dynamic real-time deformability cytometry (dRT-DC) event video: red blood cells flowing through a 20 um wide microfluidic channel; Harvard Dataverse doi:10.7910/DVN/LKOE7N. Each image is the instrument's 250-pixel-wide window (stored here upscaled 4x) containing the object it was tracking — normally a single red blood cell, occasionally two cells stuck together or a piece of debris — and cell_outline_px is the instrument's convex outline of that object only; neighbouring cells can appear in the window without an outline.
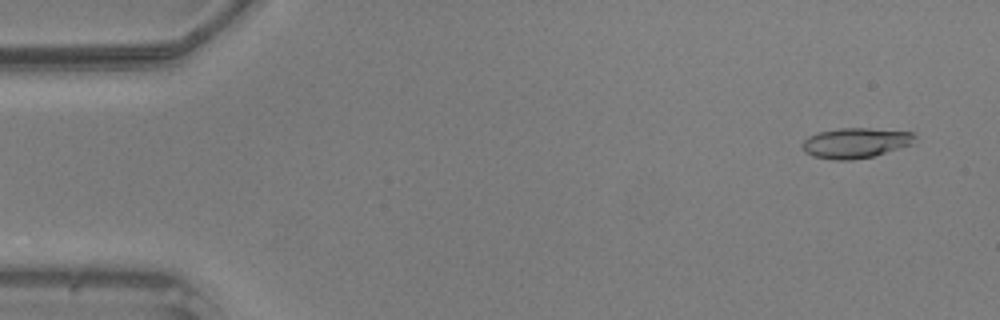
{"species": "common noctule bat (a hibernating species)", "species_latin": "Nyctalus noctula", "temperature_condition": "warm", "stored_images_in_passage": 14, "camera_frame_rate_fps": 3000, "um_per_image_px": 0.085, "animal": {"sex": "male", "body_mass_g": 20.5, "forearm_length_mm": 52.5}, "frame": {"image": 1, "passage_image": 3, "time_ms": 0.667, "image_size_px": [1000, 320], "cell_outline_px": [[916, 136], [912, 144], [872, 156], [852, 160], [836, 160], [812, 156], [804, 152], [804, 140], [808, 136], [820, 132], [840, 128], [868, 128], [912, 132]], "centroid_in_image_um": [72.72, 12.15], "position_along_channel_um": 12.3, "area_um2": 19.54}}
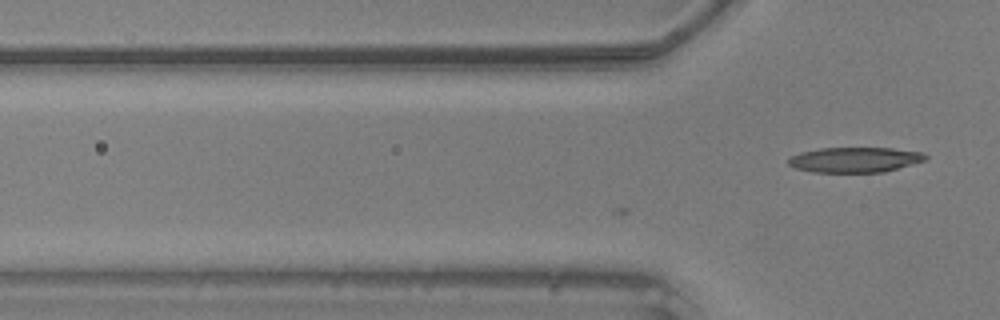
{"frame": {"image": 2, "passage_image": 14, "time_ms": 4.333, "image_size_px": [1000, 320], "cell_outline_px": [[928, 160], [884, 172], [812, 172], [796, 168], [788, 164], [788, 160], [792, 156], [800, 152], [820, 148], [892, 148], [924, 152], [928, 156]], "centroid_in_image_um": [72.72, 13.57], "position_along_channel_um": 53.1, "area_um2": 20.23}}